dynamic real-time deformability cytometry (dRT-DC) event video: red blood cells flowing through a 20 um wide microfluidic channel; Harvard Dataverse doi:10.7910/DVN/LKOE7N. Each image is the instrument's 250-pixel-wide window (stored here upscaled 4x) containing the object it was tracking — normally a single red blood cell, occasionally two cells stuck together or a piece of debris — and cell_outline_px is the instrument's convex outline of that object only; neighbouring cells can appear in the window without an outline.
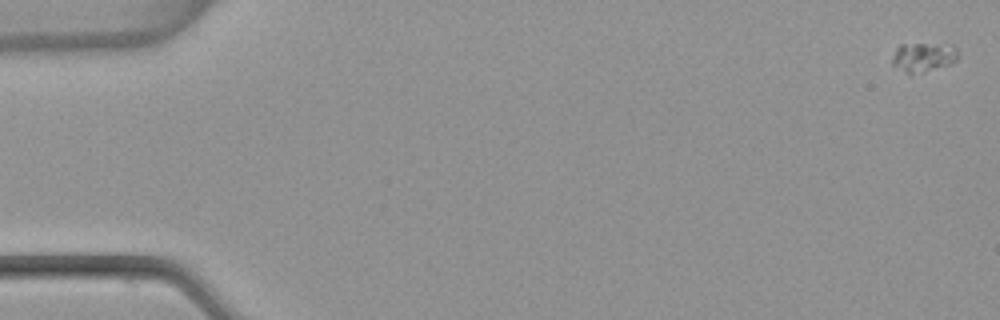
{"species": "common noctule bat (a hibernating species)", "species_latin": "Nyctalus noctula", "temperature_condition": "warm", "stored_images_in_passage": 4, "camera_frame_rate_fps": 3000, "um_per_image_px": 0.085, "animal": {"sex": "female", "body_mass_g": 22.7, "forearm_length_mm": 54.2}, "frame": {"image": 1, "passage_image": 1, "time_ms": 0.0, "image_size_px": [1000, 320], "cell_outline_px": [[956, 60], [952, 64], [912, 76], [908, 76], [892, 64], [892, 56], [896, 48], [900, 44], [952, 44], [956, 48]], "centroid_in_image_um": [78.45, 4.89], "position_along_channel_um": 6.6, "area_um2": 11.62}}
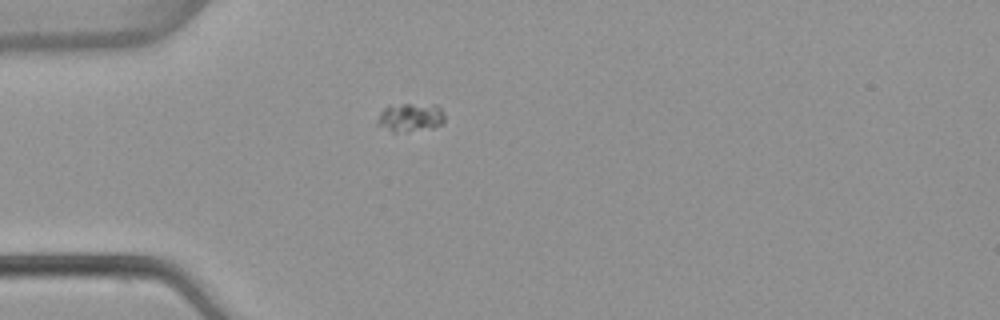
{"frame": {"image": 2, "passage_image": 4, "time_ms": 1.0, "image_size_px": [1000, 320], "cell_outline_px": [[444, 120], [440, 124], [432, 128], [396, 132], [392, 132], [376, 124], [376, 120], [380, 112], [384, 108], [404, 104], [436, 104], [444, 112]], "centroid_in_image_um": [34.88, 9.97], "position_along_channel_um": 50.1, "area_um2": 11.1}}